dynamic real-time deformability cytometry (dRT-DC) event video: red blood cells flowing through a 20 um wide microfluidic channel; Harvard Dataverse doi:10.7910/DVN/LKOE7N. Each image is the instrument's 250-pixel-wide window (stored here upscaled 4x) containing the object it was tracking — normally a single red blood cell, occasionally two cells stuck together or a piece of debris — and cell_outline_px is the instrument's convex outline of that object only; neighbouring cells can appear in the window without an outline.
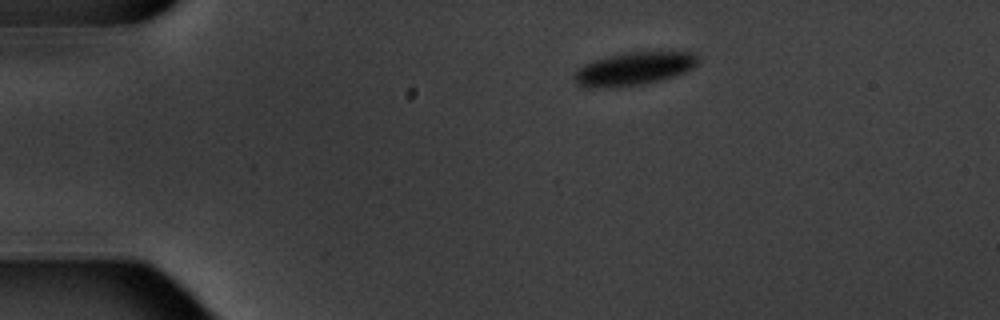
{"species": "common noctule bat (a hibernating species)", "species_latin": "Nyctalus noctula", "temperature_condition": "warm", "stored_images_in_passage": 3, "camera_frame_rate_fps": 3000, "um_per_image_px": 0.085, "animal": {"sex": "male", "body_mass_g": 20.1, "forearm_length_mm": 53.5}, "frame": {"image": 1, "passage_image": 1, "time_ms": 0.0, "image_size_px": [1000, 320], "cell_outline_px": [[700, 60], [692, 68], [676, 76], [660, 80], [640, 84], [592, 88], [588, 88], [576, 84], [572, 80], [572, 76], [584, 64], [608, 56], [624, 52], [696, 52], [700, 56]], "centroid_in_image_um": [53.9, 5.83], "position_along_channel_um": 31.1, "area_um2": 23.76}}